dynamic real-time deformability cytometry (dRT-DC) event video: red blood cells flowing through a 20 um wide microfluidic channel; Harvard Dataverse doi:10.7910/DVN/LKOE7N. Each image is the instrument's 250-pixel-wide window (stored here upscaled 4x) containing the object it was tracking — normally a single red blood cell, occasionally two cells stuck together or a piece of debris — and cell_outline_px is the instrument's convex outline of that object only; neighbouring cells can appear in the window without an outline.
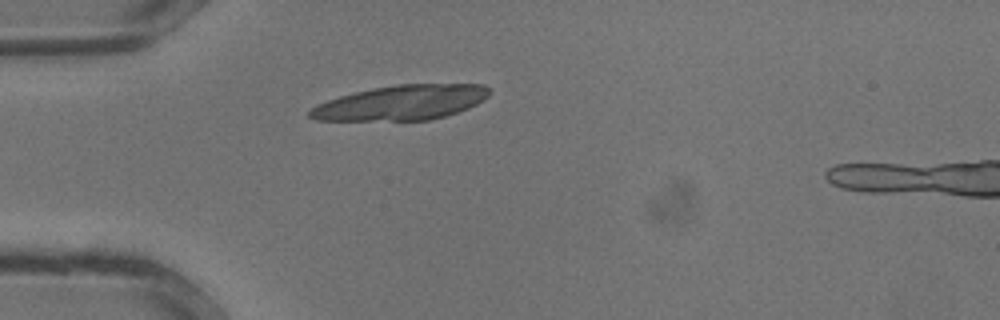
{"species": "common noctule bat (a hibernating species)", "species_latin": "Nyctalus noctula", "temperature_condition": "warm", "stored_images_in_passage": 4, "camera_frame_rate_fps": 3000, "um_per_image_px": 0.085, "animal": {"sex": "male", "body_mass_g": 13.3}, "frame": {"image": 1, "passage_image": 1, "time_ms": 0.0, "image_size_px": [1000, 320], "cell_outline_px": [[492, 92], [484, 100], [468, 108], [432, 120], [316, 120], [308, 116], [308, 112], [316, 104], [340, 96], [372, 88], [396, 84], [484, 84]], "centroid_in_image_um": [34.13, 8.72], "position_along_channel_um": 50.9, "area_um2": 36.36}}